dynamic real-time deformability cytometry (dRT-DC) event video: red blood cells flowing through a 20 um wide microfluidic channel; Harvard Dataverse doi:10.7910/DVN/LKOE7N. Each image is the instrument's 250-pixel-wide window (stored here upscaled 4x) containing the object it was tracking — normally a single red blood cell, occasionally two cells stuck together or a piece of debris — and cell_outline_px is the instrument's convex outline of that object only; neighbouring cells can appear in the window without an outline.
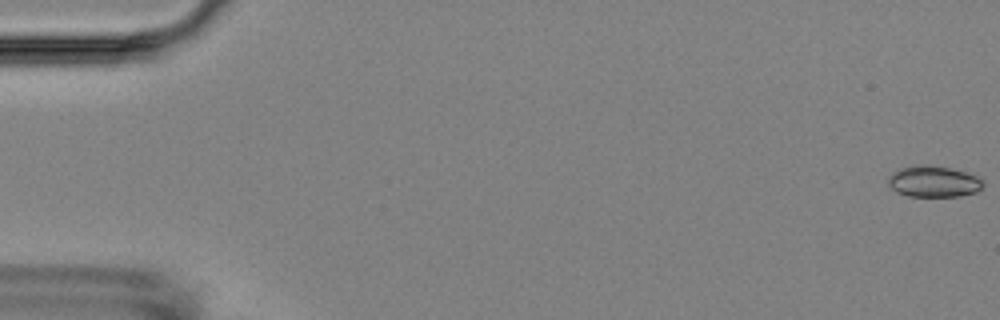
{"species": "Egyptian fruit bat (a non-hibernating species)", "species_latin": "Rousettus aegyptiacus", "temperature_condition": "room temperature", "stored_images_in_passage": 15, "camera_frame_rate_fps": 3000, "um_per_image_px": 0.085, "animal": {"sex": "female"}, "frame": {"image": 1, "passage_image": 1, "time_ms": 0.0, "image_size_px": [1000, 320], "cell_outline_px": [[984, 184], [976, 192], [960, 196], [908, 196], [896, 192], [888, 184], [888, 176], [892, 172], [900, 168], [920, 164], [924, 164], [948, 168], [964, 172], [976, 176], [984, 180]], "centroid_in_image_um": [79.33, 15.43], "position_along_channel_um": 5.7, "area_um2": 17.22}}
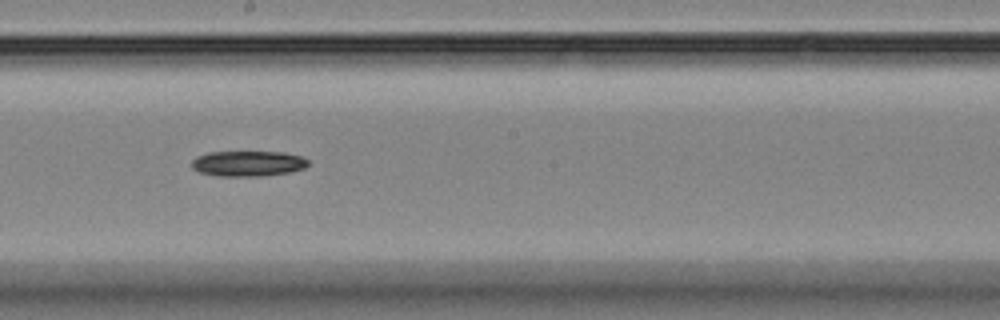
{"frame": {"image": 2, "passage_image": 9, "time_ms": 10.333, "image_size_px": [1000, 320], "cell_outline_px": [[308, 164], [304, 168], [292, 172], [260, 176], [216, 176], [200, 172], [192, 168], [192, 160], [196, 156], [208, 152], [284, 152], [300, 156], [308, 160]], "centroid_in_image_um": [21.07, 13.9], "position_along_channel_um": 227.1, "area_um2": 17.34}}
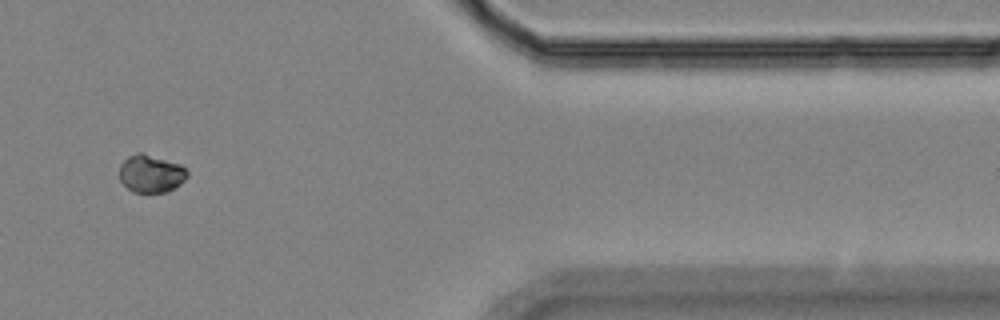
{"frame": {"image": 3, "passage_image": 13, "time_ms": 16.0, "image_size_px": [1000, 320], "cell_outline_px": [[188, 176], [180, 184], [168, 192], [132, 192], [120, 180], [120, 164], [128, 156], [136, 152], [144, 152], [180, 164], [188, 172]], "centroid_in_image_um": [12.83, 14.74], "position_along_channel_um": 398.6, "area_um2": 15.03}, "authors_computed_cell_mechanics": {"area_um2": 17.2244, "velocity_mm_per_s": 3.5877, "shape_relaxation_time_tau1_ms": 1.809, "shape_relaxation_time_tau2_ms": null, "deformation_change_tau1": 0.0794, "deformation_change_tau2": null}}